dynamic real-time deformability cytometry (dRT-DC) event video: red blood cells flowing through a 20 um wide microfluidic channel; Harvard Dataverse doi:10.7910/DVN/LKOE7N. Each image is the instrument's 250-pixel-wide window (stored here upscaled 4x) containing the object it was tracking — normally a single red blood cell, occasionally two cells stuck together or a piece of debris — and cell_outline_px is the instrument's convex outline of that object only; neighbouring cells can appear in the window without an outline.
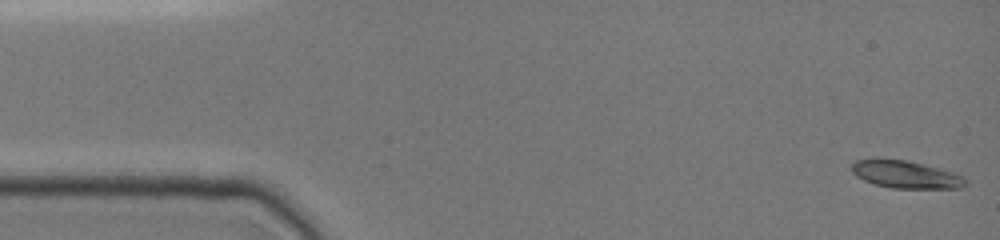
{"species": "common noctule bat (a hibernating species)", "species_latin": "Nyctalus noctula", "temperature_condition": "cold", "stored_images_in_passage": 40, "camera_frame_rate_fps": 3000, "um_per_image_px": 0.085, "animal": {"sex": "female", "body_mass_g": 19.0, "forearm_length_mm": 51.5}, "frame": {"image": 1, "passage_image": 1, "time_ms": 0.0, "image_size_px": [1000, 240], "cell_outline_px": [[968, 184], [964, 188], [892, 188], [876, 184], [864, 180], [856, 176], [852, 172], [852, 164], [856, 160], [880, 156], [904, 160], [952, 172], [964, 176], [968, 180]], "centroid_in_image_um": [76.97, 14.81], "position_along_channel_um": 8.0, "area_um2": 18.5}}
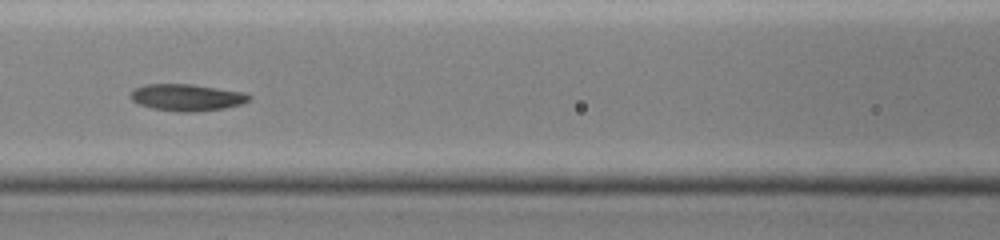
{"frame": {"image": 2, "passage_image": 17, "time_ms": 6.667, "image_size_px": [1000, 240], "cell_outline_px": [[252, 100], [240, 104], [224, 108], [196, 112], [176, 112], [152, 108], [140, 104], [132, 100], [128, 96], [136, 88], [144, 84], [192, 84], [244, 92], [252, 96]], "centroid_in_image_um": [15.9, 8.28], "position_along_channel_um": 150.7, "area_um2": 18.61}}
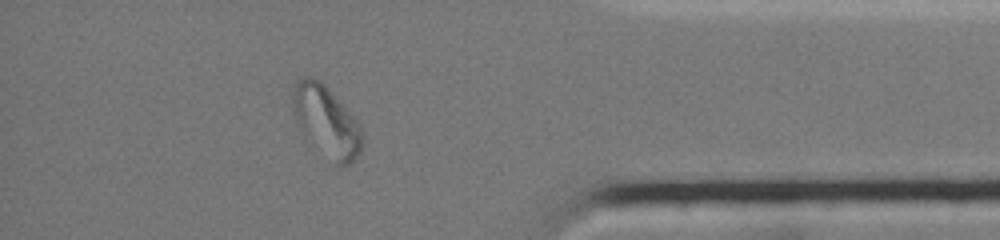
{"frame": {"image": 3, "passage_image": 35, "time_ms": 13.667, "image_size_px": [1000, 240], "cell_outline_px": [[364, 136], [360, 152], [352, 164], [340, 168], [312, 152], [304, 140], [296, 124], [292, 112], [292, 96], [296, 80], [304, 76], [312, 76], [320, 80], [324, 84], [360, 124]], "centroid_in_image_um": [27.69, 10.44], "position_along_channel_um": 407.5, "area_um2": 30.4}, "authors_computed_cell_mechanics": {"area_um2": 18.4093, "velocity_mm_per_s": 3.899, "shape_relaxation_time_tau1_ms": null, "shape_relaxation_time_tau2_ms": 5.0617, "deformation_change_tau1": null, "deformation_change_tau2": 0.0833}}